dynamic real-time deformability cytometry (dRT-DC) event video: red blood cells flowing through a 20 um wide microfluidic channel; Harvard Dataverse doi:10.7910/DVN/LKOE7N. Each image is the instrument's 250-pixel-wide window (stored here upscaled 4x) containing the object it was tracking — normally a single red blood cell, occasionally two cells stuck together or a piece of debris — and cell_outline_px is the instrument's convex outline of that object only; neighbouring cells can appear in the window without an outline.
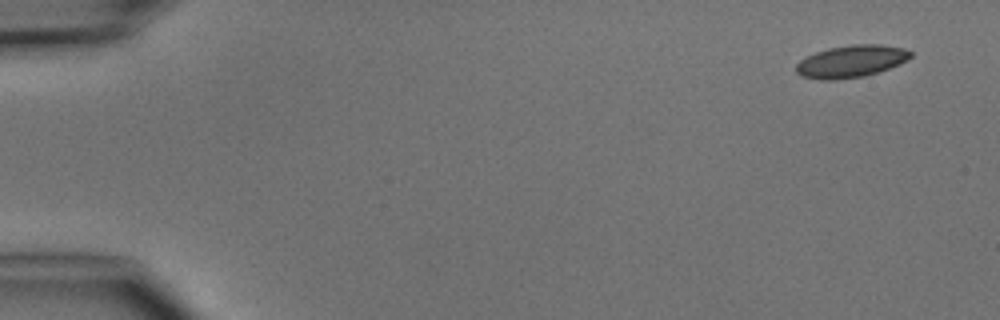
{"species": "common noctule bat (a hibernating species)", "species_latin": "Nyctalus noctula", "temperature_condition": "cold", "stored_images_in_passage": 4, "camera_frame_rate_fps": 3000, "um_per_image_px": 0.085, "animal": {"sex": "male", "body_mass_g": 15.6}, "frame": {"image": 1, "passage_image": 1, "time_ms": 0.0, "image_size_px": [1000, 320], "cell_outline_px": [[912, 56], [900, 64], [864, 76], [836, 80], [820, 80], [800, 76], [796, 72], [796, 64], [800, 60], [816, 52], [828, 48], [852, 44], [880, 44], [904, 48], [912, 52]], "centroid_in_image_um": [72.33, 5.21], "position_along_channel_um": 12.7, "area_um2": 21.5}}